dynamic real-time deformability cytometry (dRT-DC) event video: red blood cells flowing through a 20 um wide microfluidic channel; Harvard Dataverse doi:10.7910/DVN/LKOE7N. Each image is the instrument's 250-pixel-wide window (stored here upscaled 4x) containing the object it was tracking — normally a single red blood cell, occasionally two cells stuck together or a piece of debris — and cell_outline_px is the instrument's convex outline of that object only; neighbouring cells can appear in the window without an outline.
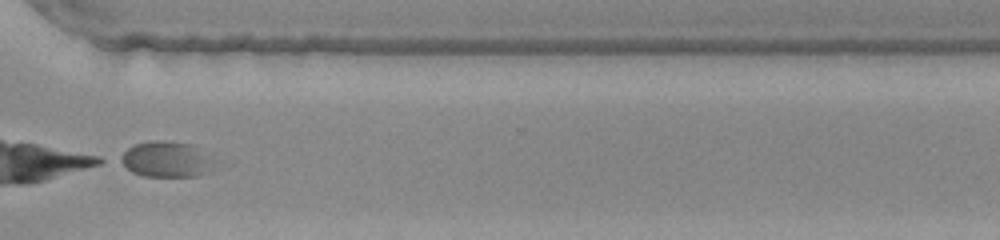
{"species": "common noctule bat (a hibernating species)", "species_latin": "Nyctalus noctula", "temperature_condition": "warm", "stored_images_in_passage": 47, "camera_frame_rate_fps": 3000, "um_per_image_px": 0.085, "animal": {"sex": "female", "body_mass_g": 22.0, "forearm_length_mm": 56.7}, "frame": {"image": 1, "passage_image": 36, "time_ms": 11.667, "image_size_px": [1000, 240], "cell_outline_px": [[212, 160], [204, 172], [192, 176], [144, 176], [132, 172], [116, 160], [128, 148], [136, 144], [152, 140], [160, 140], [188, 144]], "centroid_in_image_um": [13.95, 13.54], "position_along_channel_um": 356.6, "area_um2": 18.61}}